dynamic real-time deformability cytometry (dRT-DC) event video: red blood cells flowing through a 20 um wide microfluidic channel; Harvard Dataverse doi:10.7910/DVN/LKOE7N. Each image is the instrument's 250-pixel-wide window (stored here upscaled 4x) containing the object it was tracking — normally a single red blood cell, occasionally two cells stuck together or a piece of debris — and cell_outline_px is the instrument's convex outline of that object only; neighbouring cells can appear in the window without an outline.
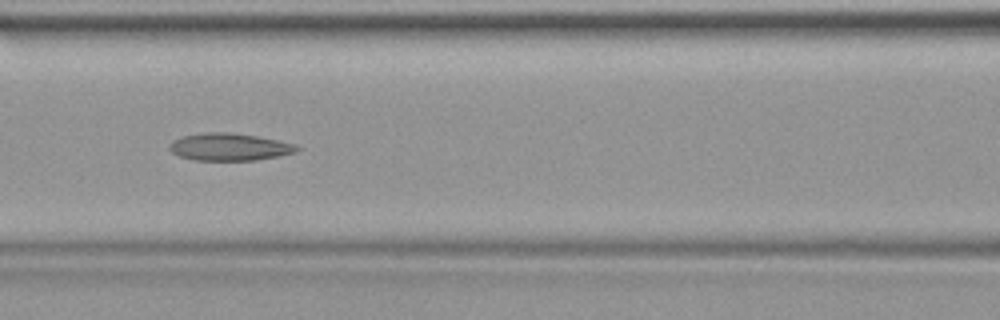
{"species": "common noctule bat (a hibernating species)", "species_latin": "Nyctalus noctula", "temperature_condition": "warm", "stored_images_in_passage": 41, "camera_frame_rate_fps": 3000, "um_per_image_px": 0.085, "animal": {"sex": "female", "body_mass_g": 19.9}, "frame": {"image": 1, "passage_image": 18, "time_ms": 5.667, "image_size_px": [1000, 320], "cell_outline_px": [[300, 148], [296, 152], [256, 160], [196, 160], [180, 156], [172, 152], [168, 148], [168, 144], [172, 140], [184, 136], [204, 132], [228, 132], [256, 136], [296, 144]], "centroid_in_image_um": [19.47, 12.48], "position_along_channel_um": 147.1, "area_um2": 20.17}}
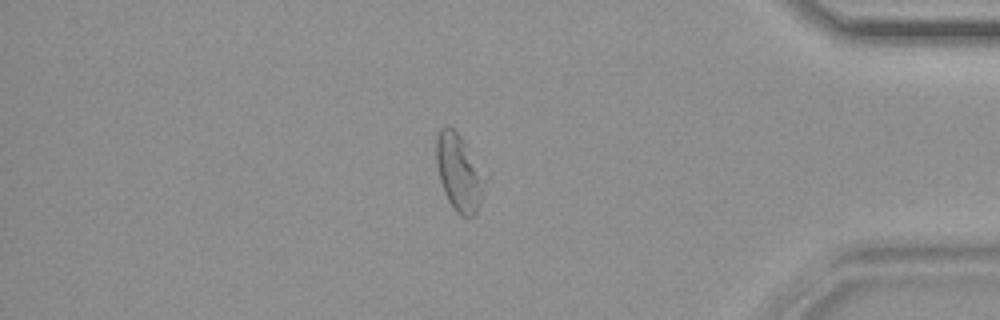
{"frame": {"image": 2, "passage_image": 35, "time_ms": 11.333, "image_size_px": [1000, 320], "cell_outline_px": [[488, 176], [476, 212], [468, 220], [460, 216], [456, 212], [448, 200], [444, 192], [440, 180], [436, 164], [436, 136], [440, 128], [448, 124], [460, 136], [488, 172]], "centroid_in_image_um": [39.06, 14.65], "position_along_channel_um": 396.1, "area_um2": 22.48}}